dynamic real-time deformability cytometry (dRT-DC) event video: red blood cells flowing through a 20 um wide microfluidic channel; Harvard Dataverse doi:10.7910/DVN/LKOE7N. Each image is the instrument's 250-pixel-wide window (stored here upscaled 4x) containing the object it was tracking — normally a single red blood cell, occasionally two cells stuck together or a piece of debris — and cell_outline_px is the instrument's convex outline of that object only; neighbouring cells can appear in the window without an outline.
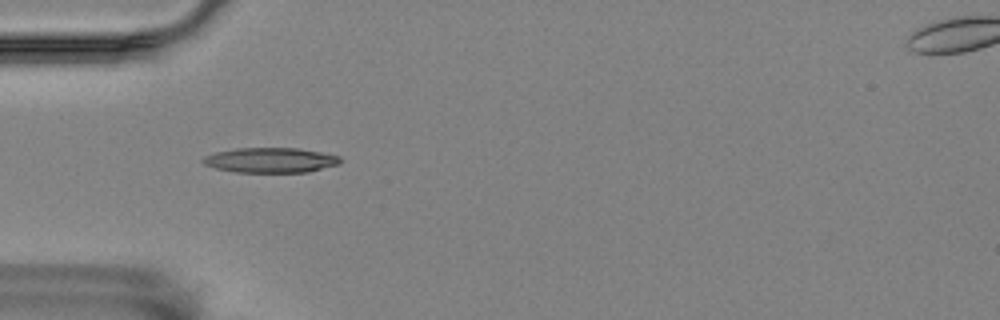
{"species": "Egyptian fruit bat (a non-hibernating species)", "species_latin": "Rousettus aegyptiacus", "temperature_condition": "room temperature", "stored_images_in_passage": 6, "camera_frame_rate_fps": 3000, "um_per_image_px": 0.085, "animal": {"sex": "female"}, "frame": {"image": 1, "passage_image": 5, "time_ms": 1.333, "image_size_px": [1000, 320], "cell_outline_px": [[340, 164], [308, 172], [236, 172], [216, 168], [204, 164], [200, 160], [204, 156], [216, 152], [236, 148], [296, 148], [320, 152], [340, 156]], "centroid_in_image_um": [22.98, 13.61], "position_along_channel_um": 62.0, "area_um2": 19.94}}